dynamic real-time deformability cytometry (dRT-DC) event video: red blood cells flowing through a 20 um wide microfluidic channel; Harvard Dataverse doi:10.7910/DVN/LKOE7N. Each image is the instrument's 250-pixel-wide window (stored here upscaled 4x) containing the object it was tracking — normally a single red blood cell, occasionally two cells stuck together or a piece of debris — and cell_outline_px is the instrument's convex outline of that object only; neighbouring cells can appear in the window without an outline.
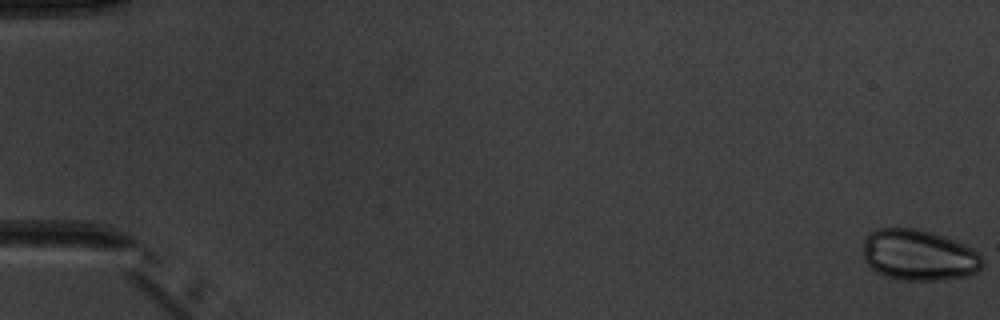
{"species": "common noctule bat (a hibernating species)", "species_latin": "Nyctalus noctula", "temperature_condition": "warm", "stored_images_in_passage": 5, "camera_frame_rate_fps": 3000, "um_per_image_px": 0.085, "animal": {"sex": "male", "body_mass_g": 20.1, "forearm_length_mm": 53.5}, "frame": {"image": 1, "passage_image": 1, "time_ms": 0.0, "image_size_px": [1000, 320], "cell_outline_px": [[984, 264], [976, 272], [968, 276], [940, 280], [900, 280], [884, 276], [872, 268], [864, 260], [864, 240], [868, 232], [880, 228], [916, 228], [932, 232], [956, 240], [980, 252], [984, 260]], "centroid_in_image_um": [78.13, 21.68], "position_along_channel_um": 6.9, "area_um2": 35.84}}